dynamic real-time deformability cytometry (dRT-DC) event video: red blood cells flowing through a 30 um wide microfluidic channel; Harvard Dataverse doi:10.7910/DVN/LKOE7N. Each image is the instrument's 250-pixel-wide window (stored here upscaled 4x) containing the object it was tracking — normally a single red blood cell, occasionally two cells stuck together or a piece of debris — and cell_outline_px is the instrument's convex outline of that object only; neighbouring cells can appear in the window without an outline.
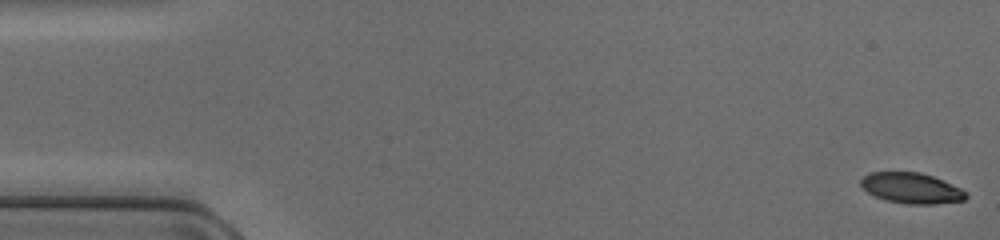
{"species": "common noctule bat (a hibernating species)", "species_latin": "Nyctalus noctula", "temperature_condition": "cold", "stored_images_in_passage": 48, "camera_frame_rate_fps": 3000, "um_per_image_px": 0.085, "animal": {"sex": "female", "body_mass_g": 17.0, "forearm_length_mm": 48.0}, "frame": {"image": 1, "passage_image": 1, "time_ms": 0.0, "image_size_px": [1000, 240], "cell_outline_px": [[968, 196], [964, 200], [936, 204], [908, 204], [888, 200], [876, 196], [868, 192], [860, 184], [860, 180], [868, 172], [920, 172], [932, 176], [960, 188], [968, 192]], "centroid_in_image_um": [77.48, 15.99], "position_along_channel_um": 7.5, "area_um2": 18.61}}
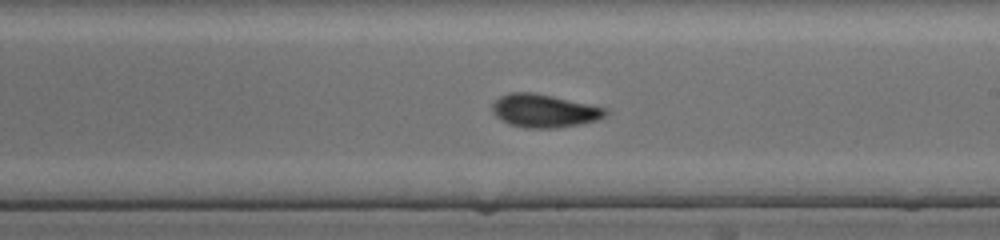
{"frame": {"image": 2, "passage_image": 28, "time_ms": 9.0, "image_size_px": [1000, 240], "cell_outline_px": [[608, 112], [604, 116], [596, 120], [580, 124], [556, 128], [524, 128], [508, 124], [500, 120], [492, 112], [492, 104], [500, 96], [508, 92], [532, 92], [552, 96], [588, 104], [604, 108]], "centroid_in_image_um": [46.19, 9.42], "position_along_channel_um": 242.8, "area_um2": 21.79}}
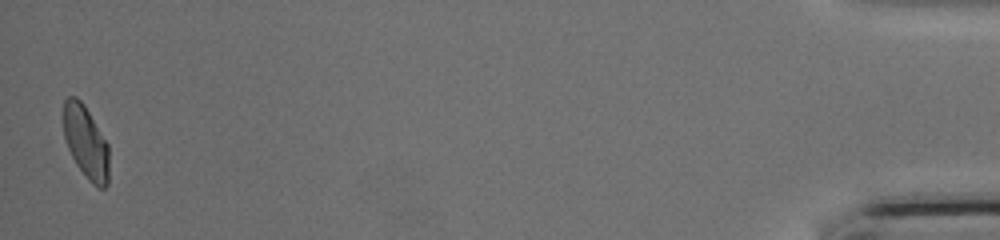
{"frame": {"image": 3, "passage_image": 48, "time_ms": 15.667, "image_size_px": [1000, 240], "cell_outline_px": [[108, 184], [104, 188], [96, 188], [88, 180], [76, 164], [68, 148], [64, 136], [64, 100], [68, 96], [76, 96], [84, 104], [108, 144]], "centroid_in_image_um": [7.3, 12.1], "position_along_channel_um": 427.9, "area_um2": 19.25}}